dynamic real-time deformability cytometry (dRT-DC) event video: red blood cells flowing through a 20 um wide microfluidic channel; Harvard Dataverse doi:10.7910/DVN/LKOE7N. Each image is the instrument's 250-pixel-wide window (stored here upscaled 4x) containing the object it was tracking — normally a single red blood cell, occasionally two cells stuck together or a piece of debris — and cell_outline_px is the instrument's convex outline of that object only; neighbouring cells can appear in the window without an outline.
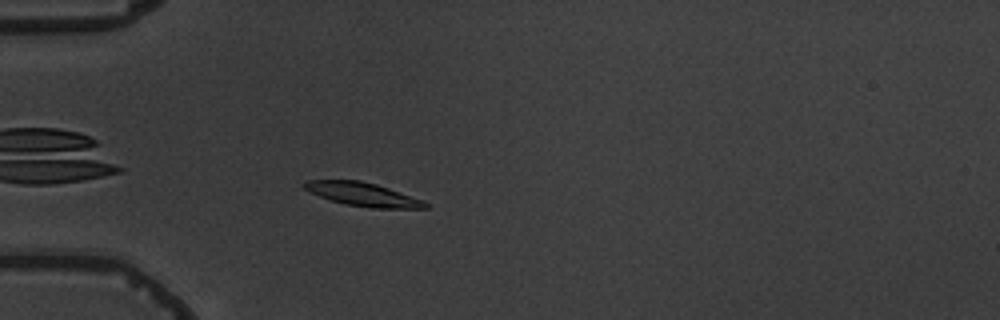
{"species": "common noctule bat (a hibernating species)", "species_latin": "Nyctalus noctula", "temperature_condition": "warm", "stored_images_in_passage": 5, "camera_frame_rate_fps": 3000, "um_per_image_px": 0.085, "animal": {"sex": "male", "body_mass_g": 19.5, "forearm_length_mm": 54.6}, "frame": {"image": 1, "passage_image": 5, "time_ms": 4.667, "image_size_px": [1000, 320], "cell_outline_px": [[428, 208], [372, 208], [344, 204], [308, 192], [300, 184], [308, 180], [360, 180], [376, 184], [424, 200], [428, 204]], "centroid_in_image_um": [30.82, 16.51], "position_along_channel_um": 54.2, "area_um2": 16.59}}